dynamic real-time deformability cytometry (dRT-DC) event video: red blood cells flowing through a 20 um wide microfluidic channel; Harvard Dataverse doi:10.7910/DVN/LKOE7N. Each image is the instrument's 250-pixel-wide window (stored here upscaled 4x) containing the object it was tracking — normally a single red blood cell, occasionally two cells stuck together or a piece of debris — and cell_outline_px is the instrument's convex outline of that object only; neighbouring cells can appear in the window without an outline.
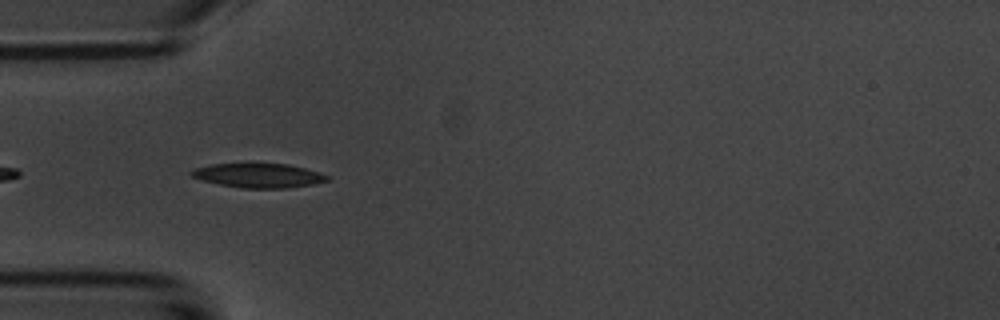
{"species": "common noctule bat (a hibernating species)", "species_latin": "Nyctalus noctula", "temperature_condition": "room temperature", "stored_images_in_passage": 8, "camera_frame_rate_fps": 3000, "um_per_image_px": 0.085, "animal": {"sex": "male", "body_mass_g": 20.1, "forearm_length_mm": 53.5}, "frame": {"image": 1, "passage_image": 3, "time_ms": 2.0, "image_size_px": [1000, 320], "cell_outline_px": [[328, 180], [312, 184], [288, 188], [240, 188], [220, 184], [204, 180], [192, 176], [188, 172], [192, 168], [212, 164], [288, 164], [320, 172], [328, 176]], "centroid_in_image_um": [21.95, 14.92], "position_along_channel_um": 63.0, "area_um2": 19.02}}
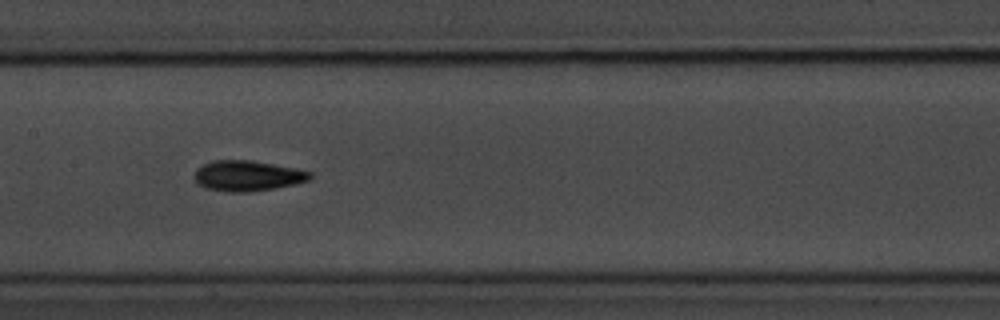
{"frame": {"image": 2, "passage_image": 6, "time_ms": 5.333, "image_size_px": [1000, 320], "cell_outline_px": [[312, 176], [308, 180], [296, 184], [276, 188], [248, 192], [228, 192], [204, 188], [196, 184], [192, 176], [196, 168], [212, 160], [252, 160], [312, 172]], "centroid_in_image_um": [20.96, 14.95], "position_along_channel_um": 186.4, "area_um2": 20.75}}
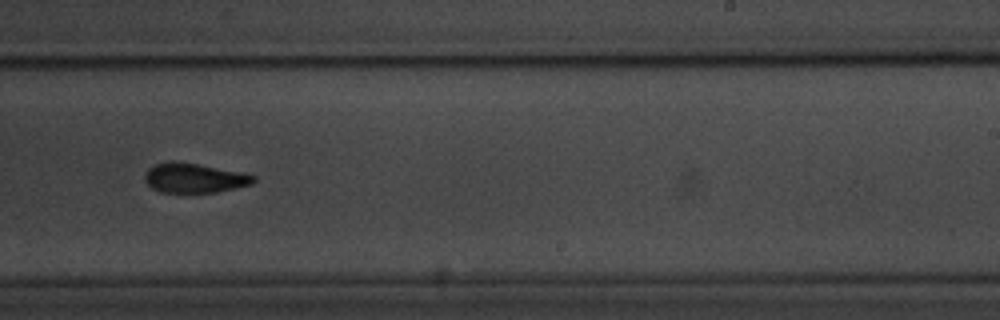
{"frame": {"image": 3, "passage_image": 8, "time_ms": 7.667, "image_size_px": [1000, 320], "cell_outline_px": [[256, 180], [252, 184], [236, 188], [216, 192], [160, 192], [152, 188], [144, 180], [144, 176], [148, 168], [156, 164], [168, 160], [176, 160], [248, 172], [256, 176]], "centroid_in_image_um": [16.56, 15.1], "position_along_channel_um": 272.4, "area_um2": 19.25}}